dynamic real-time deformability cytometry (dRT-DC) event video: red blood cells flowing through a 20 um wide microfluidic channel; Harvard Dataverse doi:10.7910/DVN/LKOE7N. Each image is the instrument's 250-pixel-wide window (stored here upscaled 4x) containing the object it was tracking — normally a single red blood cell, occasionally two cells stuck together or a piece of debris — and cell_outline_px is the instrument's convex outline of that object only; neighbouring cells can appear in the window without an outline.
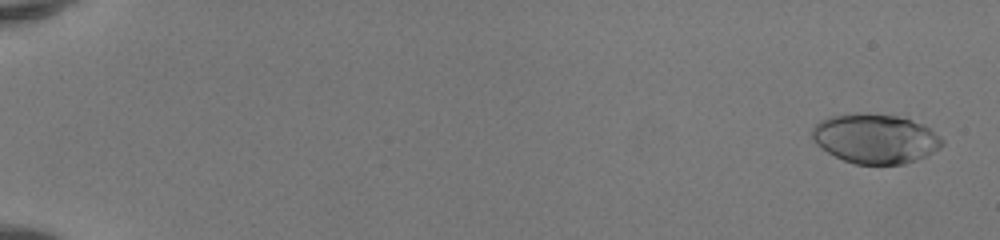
{"species": "human", "species_latin": "Homo sapiens", "temperature_condition": "room temperature", "stored_images_in_passage": 51, "camera_frame_rate_fps": 3000, "um_per_image_px": 0.085, "donor": {"sex": "female"}, "frame": {"image": 1, "passage_image": 2, "time_ms": 0.333, "image_size_px": [1000, 240], "cell_outline_px": [[944, 144], [940, 148], [916, 160], [904, 164], [856, 164], [844, 160], [828, 152], [816, 144], [812, 140], [812, 128], [820, 120], [832, 116], [860, 112], [868, 112], [896, 116], [912, 120], [924, 124], [944, 140]], "centroid_in_image_um": [74.4, 11.77], "position_along_channel_um": 10.6, "area_um2": 37.57}}
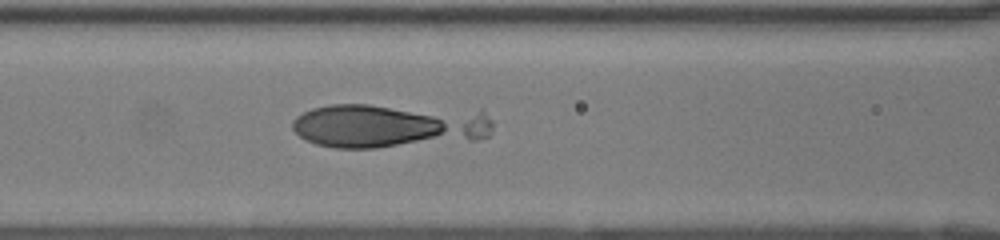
{"frame": {"image": 2, "passage_image": 25, "time_ms": 8.0, "image_size_px": [1000, 240], "cell_outline_px": [[492, 128], [488, 136], [476, 140], [376, 148], [336, 148], [316, 144], [300, 136], [292, 128], [292, 120], [296, 116], [312, 108], [328, 104], [368, 104], [480, 108], [492, 120]], "centroid_in_image_um": [33.15, 10.65], "position_along_channel_um": 133.5, "area_um2": 53.18}}
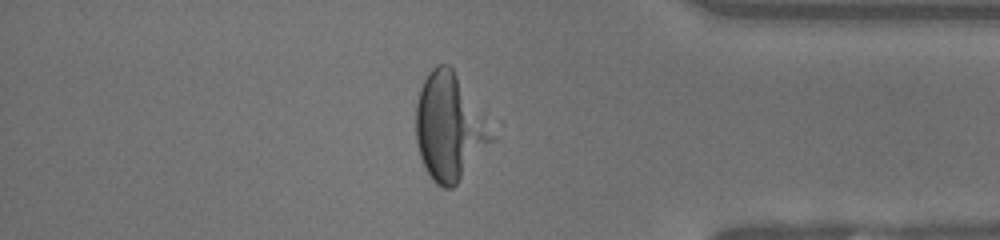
{"frame": {"image": 3, "passage_image": 45, "time_ms": 14.667, "image_size_px": [1000, 240], "cell_outline_px": [[504, 124], [500, 136], [456, 184], [452, 188], [444, 188], [436, 184], [432, 180], [424, 168], [420, 156], [416, 140], [416, 104], [420, 88], [428, 72], [436, 64], [448, 64], [452, 68]], "centroid_in_image_um": [38.43, 10.73], "position_along_channel_um": 396.8, "area_um2": 51.04}}